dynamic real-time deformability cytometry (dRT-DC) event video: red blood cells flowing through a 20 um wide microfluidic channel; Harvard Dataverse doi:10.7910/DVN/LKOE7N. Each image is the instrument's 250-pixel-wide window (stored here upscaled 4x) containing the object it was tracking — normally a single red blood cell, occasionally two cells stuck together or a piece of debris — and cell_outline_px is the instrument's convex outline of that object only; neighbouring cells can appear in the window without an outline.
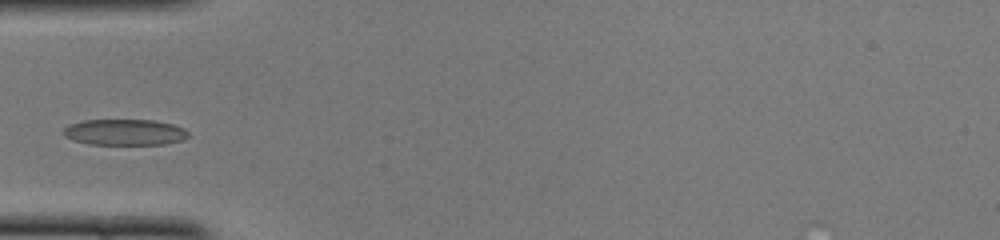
{"species": "common noctule bat (a hibernating species)", "species_latin": "Nyctalus noctula", "temperature_condition": "cold", "stored_images_in_passage": 18, "camera_frame_rate_fps": 3000, "um_per_image_px": 0.085, "animal": {"sex": "female", "body_mass_g": 22.0, "forearm_length_mm": 56.7}, "frame": {"image": 1, "passage_image": 1, "time_ms": 0.0, "image_size_px": [1000, 240], "cell_outline_px": [[188, 136], [184, 140], [164, 144], [88, 144], [64, 136], [60, 132], [68, 124], [84, 120], [156, 120], [172, 124], [184, 128], [188, 132]], "centroid_in_image_um": [10.59, 11.23], "position_along_channel_um": 74.4, "area_um2": 19.02}}
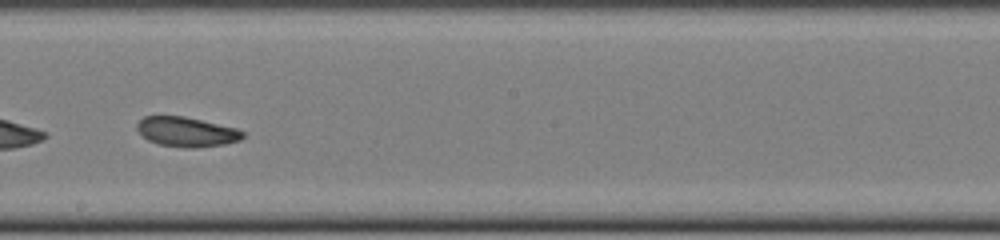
{"frame": {"image": 2, "passage_image": 13, "time_ms": 4.0, "image_size_px": [1000, 240], "cell_outline_px": [[244, 136], [240, 140], [224, 144], [196, 148], [184, 148], [160, 144], [148, 140], [136, 128], [136, 124], [144, 116], [184, 116], [236, 128], [244, 132]], "centroid_in_image_um": [15.86, 11.21], "position_along_channel_um": 232.3, "area_um2": 18.21}}
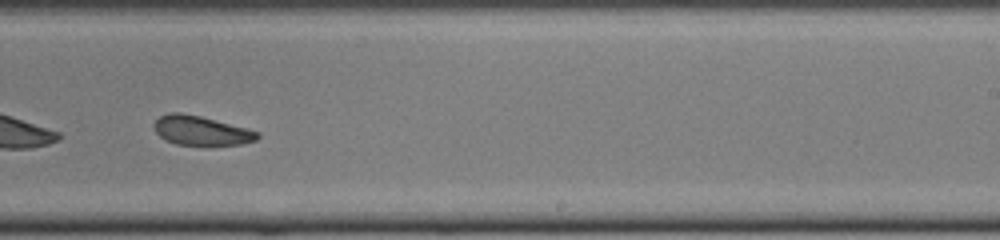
{"frame": {"image": 3, "passage_image": 16, "time_ms": 5.0, "image_size_px": [1000, 240], "cell_outline_px": [[260, 136], [256, 140], [240, 144], [212, 148], [176, 144], [164, 140], [156, 132], [152, 124], [160, 116], [168, 112], [180, 112], [200, 116], [260, 132]], "centroid_in_image_um": [17.09, 11.15], "position_along_channel_um": 271.9, "area_um2": 18.32}}